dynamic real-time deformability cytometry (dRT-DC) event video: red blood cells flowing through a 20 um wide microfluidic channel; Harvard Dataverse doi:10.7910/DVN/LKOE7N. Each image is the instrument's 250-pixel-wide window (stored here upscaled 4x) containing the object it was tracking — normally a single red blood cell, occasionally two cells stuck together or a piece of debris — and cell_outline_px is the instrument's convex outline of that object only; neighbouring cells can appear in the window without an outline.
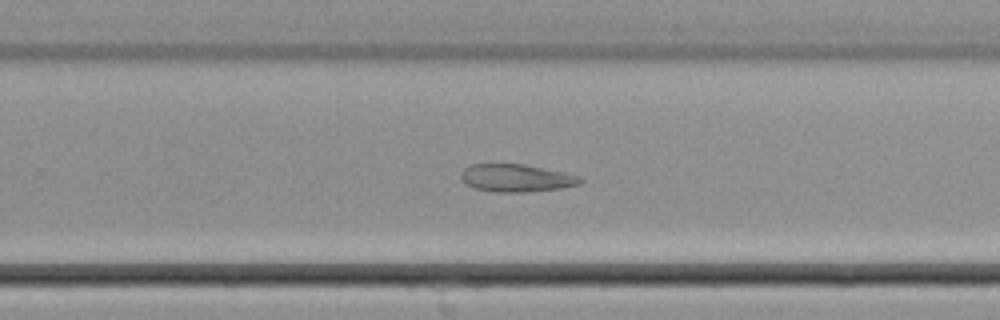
{"species": "common noctule bat (a hibernating species)", "species_latin": "Nyctalus noctula", "temperature_condition": "cold", "stored_images_in_passage": 8, "camera_frame_rate_fps": 3000, "um_per_image_px": 0.085, "animal": {"sex": "male", "body_mass_g": 21.5, "forearm_length_mm": 52.0}, "frame": {"image": 1, "passage_image": 8, "time_ms": 2.333, "image_size_px": [1000, 320], "cell_outline_px": [[584, 180], [580, 184], [560, 188], [524, 192], [496, 192], [476, 188], [464, 184], [460, 176], [460, 172], [464, 168], [472, 164], [524, 164], [564, 172], [580, 176]], "centroid_in_image_um": [43.87, 15.13], "position_along_channel_um": 285.9, "area_um2": 19.25}}